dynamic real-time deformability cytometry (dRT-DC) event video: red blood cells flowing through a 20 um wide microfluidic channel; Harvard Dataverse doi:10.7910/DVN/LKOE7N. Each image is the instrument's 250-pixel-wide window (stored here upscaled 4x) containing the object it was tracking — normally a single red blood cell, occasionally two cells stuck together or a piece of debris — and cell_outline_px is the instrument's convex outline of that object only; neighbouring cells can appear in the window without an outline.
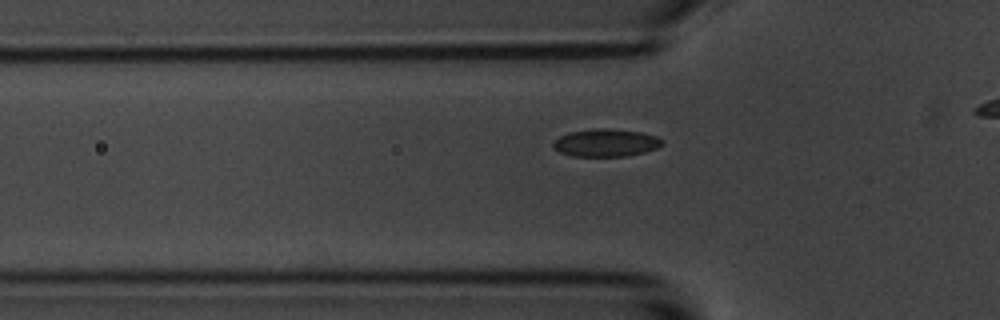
{"species": "common noctule bat (a hibernating species)", "species_latin": "Nyctalus noctula", "temperature_condition": "room temperature", "stored_images_in_passage": 42, "camera_frame_rate_fps": 3000, "um_per_image_px": 0.085, "animal": {"sex": "male", "body_mass_g": 20.1, "forearm_length_mm": 53.5}, "frame": {"image": 1, "passage_image": 14, "time_ms": 4.333, "image_size_px": [1000, 320], "cell_outline_px": [[664, 144], [656, 148], [644, 152], [628, 156], [572, 156], [560, 152], [552, 148], [552, 144], [560, 136], [568, 132], [600, 128], [608, 128], [640, 132], [656, 136], [664, 140]], "centroid_in_image_um": [51.5, 12.14], "position_along_channel_um": 74.3, "area_um2": 17.57}}
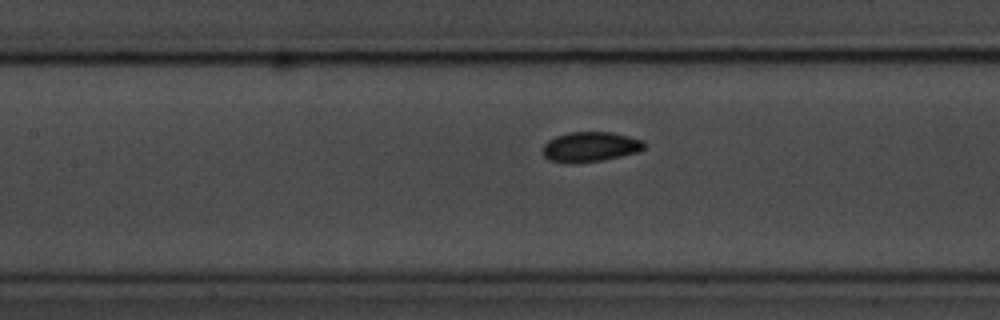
{"frame": {"image": 2, "passage_image": 21, "time_ms": 6.667, "image_size_px": [1000, 320], "cell_outline_px": [[648, 144], [640, 152], [600, 160], [568, 164], [548, 160], [544, 156], [540, 148], [548, 140], [556, 136], [568, 132], [612, 132], [644, 140]], "centroid_in_image_um": [50.16, 12.48], "position_along_channel_um": 157.2, "area_um2": 18.03}}
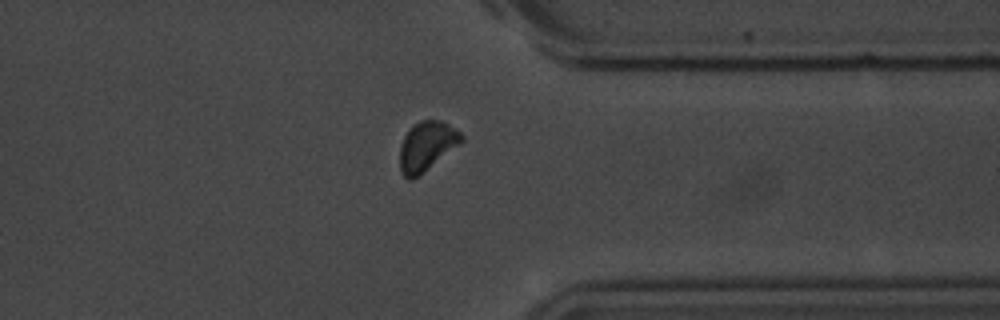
{"frame": {"image": 3, "passage_image": 40, "time_ms": 13.0, "image_size_px": [1000, 320], "cell_outline_px": [[464, 140], [460, 144], [420, 176], [412, 180], [408, 180], [400, 172], [400, 144], [404, 136], [412, 124], [420, 120], [444, 120], [456, 128], [464, 136]], "centroid_in_image_um": [36.28, 12.42], "position_along_channel_um": 375.1, "area_um2": 18.21}}